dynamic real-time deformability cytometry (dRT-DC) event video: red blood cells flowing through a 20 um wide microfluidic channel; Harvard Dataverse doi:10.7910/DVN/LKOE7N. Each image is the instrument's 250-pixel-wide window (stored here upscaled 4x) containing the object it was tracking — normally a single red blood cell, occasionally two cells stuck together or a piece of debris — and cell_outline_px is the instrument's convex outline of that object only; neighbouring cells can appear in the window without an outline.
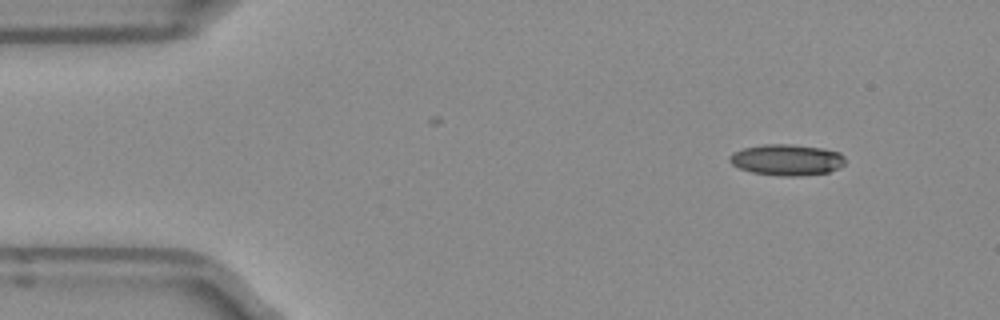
{"species": "Egyptian fruit bat (a non-hibernating species)", "species_latin": "Rousettus aegyptiacus", "temperature_condition": "room temperature", "stored_images_in_passage": 46, "camera_frame_rate_fps": 3000, "um_per_image_px": 0.085, "frame": {"image": 1, "passage_image": 1, "time_ms": 0.0, "image_size_px": [1000, 320], "cell_outline_px": [[844, 164], [840, 168], [828, 172], [800, 176], [776, 176], [752, 172], [740, 168], [732, 164], [728, 160], [728, 156], [744, 148], [764, 144], [788, 144], [820, 148], [840, 152], [844, 156]], "centroid_in_image_um": [66.89, 13.59], "position_along_channel_um": 18.1, "area_um2": 20.92}}
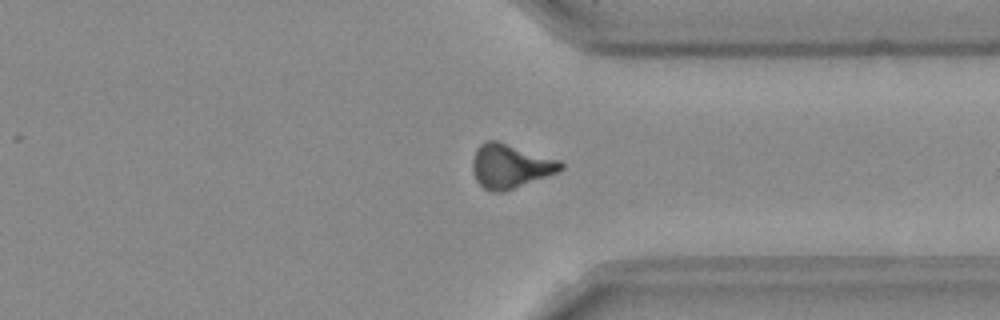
{"frame": {"image": 2, "passage_image": 34, "time_ms": 11.0, "image_size_px": [1000, 320], "cell_outline_px": [[564, 168], [560, 172], [504, 192], [492, 192], [484, 188], [476, 180], [472, 168], [472, 160], [476, 148], [484, 140], [496, 140], [560, 160], [564, 164]], "centroid_in_image_um": [43.38, 14.12], "position_along_channel_um": 368.0, "area_um2": 22.89}}
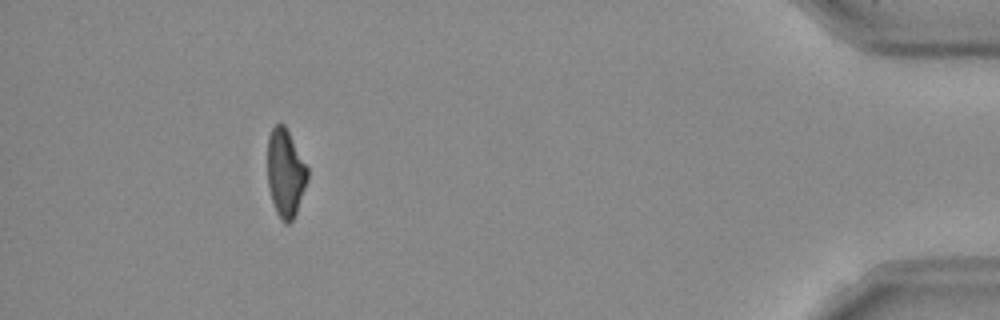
{"frame": {"image": 3, "passage_image": 42, "time_ms": 13.667, "image_size_px": [1000, 320], "cell_outline_px": [[308, 180], [296, 212], [292, 220], [288, 224], [284, 224], [280, 220], [276, 212], [268, 188], [268, 136], [272, 128], [276, 124], [284, 124], [308, 168]], "centroid_in_image_um": [24.26, 14.73], "position_along_channel_um": 410.9, "area_um2": 20.4}, "authors_computed_cell_mechanics": {"area_um2": 21.6461, "velocity_mm_per_s": 3.9678, "shape_relaxation_time_tau1_ms": null, "shape_relaxation_time_tau2_ms": 10.2221, "deformation_change_tau1": null, "deformation_change_tau2": 0.2326}}